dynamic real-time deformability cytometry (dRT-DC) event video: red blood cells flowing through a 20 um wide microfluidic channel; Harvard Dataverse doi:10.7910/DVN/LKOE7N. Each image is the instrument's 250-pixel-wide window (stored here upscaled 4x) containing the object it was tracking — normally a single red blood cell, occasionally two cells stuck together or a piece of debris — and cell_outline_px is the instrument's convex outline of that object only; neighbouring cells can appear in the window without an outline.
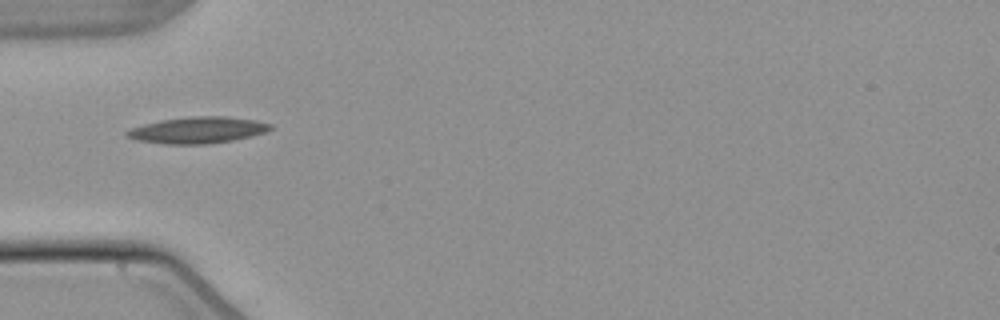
{"species": "common noctule bat (a hibernating species)", "species_latin": "Nyctalus noctula", "temperature_condition": "warm", "stored_images_in_passage": 8, "camera_frame_rate_fps": 3000, "um_per_image_px": 0.085, "animal": {"sex": "male", "body_mass_g": 21.5, "forearm_length_mm": 52.0}, "frame": {"image": 1, "passage_image": 1, "time_ms": 0.0, "image_size_px": [1000, 320], "cell_outline_px": [[272, 128], [264, 132], [252, 136], [232, 140], [208, 144], [164, 144], [136, 140], [124, 136], [124, 132], [132, 128], [144, 124], [160, 120], [192, 116], [224, 116], [256, 120], [272, 124]], "centroid_in_image_um": [16.78, 11.06], "position_along_channel_um": 68.2, "area_um2": 22.14}}